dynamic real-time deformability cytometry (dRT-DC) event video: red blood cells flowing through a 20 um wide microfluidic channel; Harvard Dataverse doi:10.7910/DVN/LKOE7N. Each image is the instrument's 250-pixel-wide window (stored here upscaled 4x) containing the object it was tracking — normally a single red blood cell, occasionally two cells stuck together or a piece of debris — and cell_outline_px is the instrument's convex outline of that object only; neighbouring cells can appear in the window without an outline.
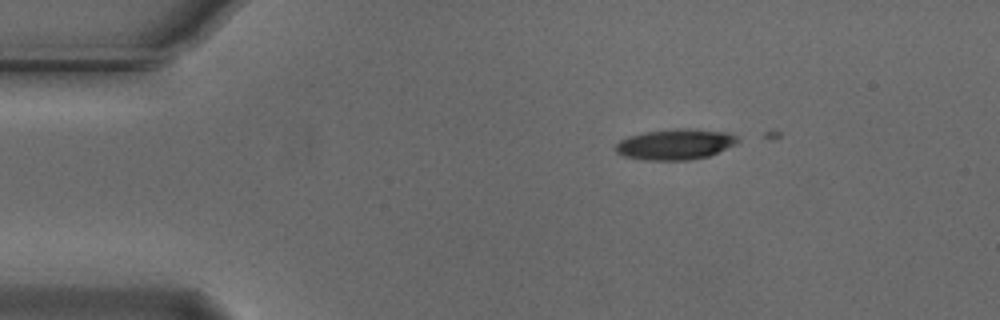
{"species": "Egyptian fruit bat (a non-hibernating species)", "species_latin": "Rousettus aegyptiacus", "temperature_condition": "cold", "stored_images_in_passage": 3, "camera_frame_rate_fps": 3000, "um_per_image_px": 0.085, "animal": {"sex": "male"}, "frame": {"image": 1, "passage_image": 2, "time_ms": 0.333, "image_size_px": [1000, 320], "cell_outline_px": [[740, 140], [736, 144], [708, 156], [688, 160], [644, 160], [624, 156], [616, 152], [616, 144], [620, 140], [628, 136], [644, 132], [676, 128], [696, 128], [728, 132], [736, 136]], "centroid_in_image_um": [57.41, 12.25], "position_along_channel_um": 27.6, "area_um2": 21.96}}